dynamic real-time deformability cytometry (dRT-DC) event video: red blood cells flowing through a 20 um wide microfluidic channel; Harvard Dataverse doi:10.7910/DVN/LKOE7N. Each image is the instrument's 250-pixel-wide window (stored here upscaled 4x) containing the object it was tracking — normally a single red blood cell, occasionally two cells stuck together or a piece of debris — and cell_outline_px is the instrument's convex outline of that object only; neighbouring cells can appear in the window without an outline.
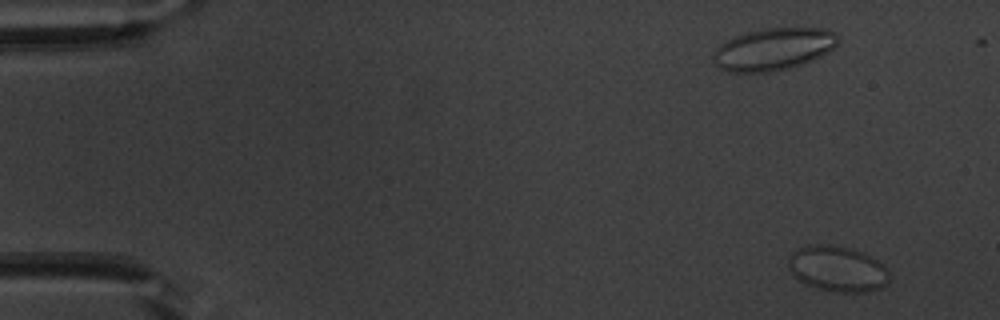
{"species": "common noctule bat (a hibernating species)", "species_latin": "Nyctalus noctula", "temperature_condition": "warm", "stored_images_in_passage": 52, "camera_frame_rate_fps": 3000, "um_per_image_px": 0.085, "animal": {"sex": "male", "body_mass_g": 20.1, "forearm_length_mm": 53.5}, "frame": {"image": 1, "passage_image": 1, "time_ms": 0.0, "image_size_px": [1000, 320], "cell_outline_px": [[888, 280], [880, 288], [864, 292], [836, 292], [816, 288], [804, 284], [788, 268], [788, 256], [792, 252], [800, 248], [812, 244], [832, 244], [852, 248], [864, 252], [872, 256], [888, 268]], "centroid_in_image_um": [71.18, 22.83], "position_along_channel_um": 13.8, "area_um2": 27.05}}
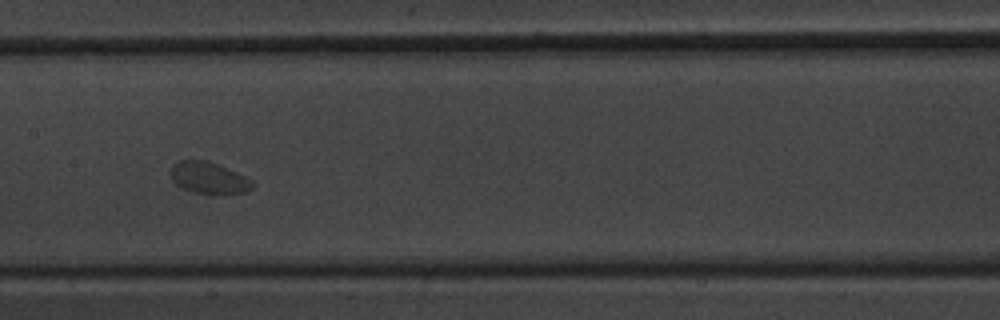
{"frame": {"image": 2, "passage_image": 25, "time_ms": 8.0, "image_size_px": [1000, 320], "cell_outline_px": [[256, 184], [248, 192], [220, 196], [196, 192], [180, 188], [172, 180], [172, 164], [180, 160], [208, 160], [244, 176], [252, 180]], "centroid_in_image_um": [17.79, 15.16], "position_along_channel_um": 189.6, "area_um2": 15.37}}
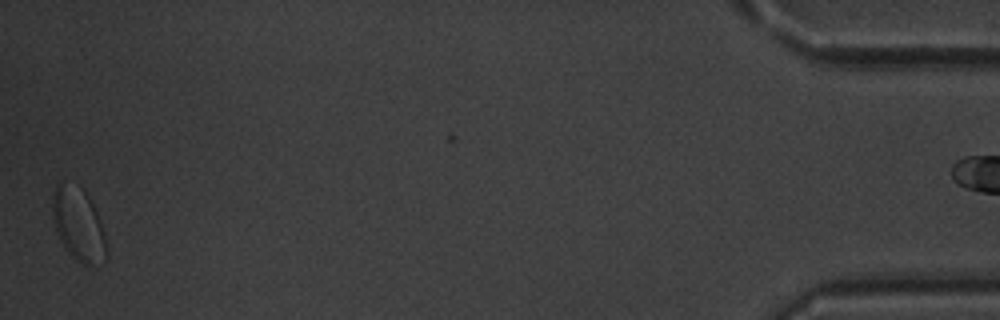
{"frame": {"image": 3, "passage_image": 51, "time_ms": 16.667, "image_size_px": [1000, 320], "cell_outline_px": [[108, 260], [92, 264], [84, 264], [76, 260], [64, 248], [56, 228], [52, 216], [52, 192], [56, 184], [60, 180], [84, 188], [96, 212], [104, 232], [108, 252]], "centroid_in_image_um": [6.66, 19.04], "position_along_channel_um": 428.5, "area_um2": 23.12}}